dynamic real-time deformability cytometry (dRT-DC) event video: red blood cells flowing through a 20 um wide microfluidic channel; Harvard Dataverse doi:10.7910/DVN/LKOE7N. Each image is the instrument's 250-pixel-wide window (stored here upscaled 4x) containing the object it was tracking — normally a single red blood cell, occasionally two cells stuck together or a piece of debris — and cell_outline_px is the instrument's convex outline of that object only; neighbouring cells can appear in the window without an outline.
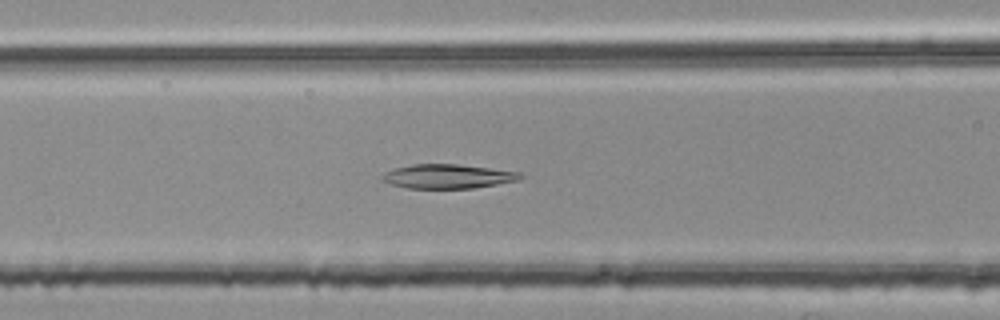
{"species": "common noctule bat (a hibernating species)", "species_latin": "Nyctalus noctula", "temperature_condition": "room temperature", "stored_images_in_passage": 42, "camera_frame_rate_fps": 3000, "um_per_image_px": 0.085, "animal": {"sex": "female", "body_mass_g": 25.1}, "frame": {"image": 1, "passage_image": 21, "time_ms": 6.667, "image_size_px": [1000, 320], "cell_outline_px": [[524, 176], [520, 180], [472, 188], [408, 188], [392, 184], [380, 180], [380, 176], [384, 172], [396, 168], [412, 164], [456, 164], [520, 172]], "centroid_in_image_um": [38.04, 14.99], "position_along_channel_um": 128.6, "area_um2": 19.36}}
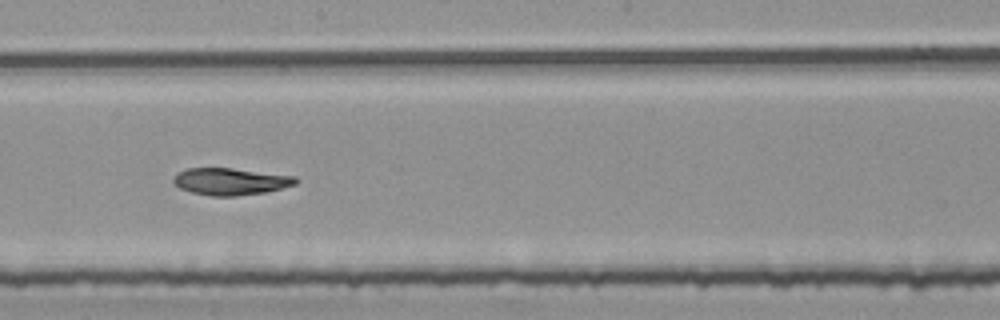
{"frame": {"image": 2, "passage_image": 29, "time_ms": 9.333, "image_size_px": [1000, 320], "cell_outline_px": [[300, 180], [296, 184], [264, 192], [236, 196], [212, 196], [192, 192], [180, 188], [172, 180], [176, 172], [188, 168], [232, 168], [296, 176]], "centroid_in_image_um": [19.59, 15.41], "position_along_channel_um": 228.6, "area_um2": 19.19}}
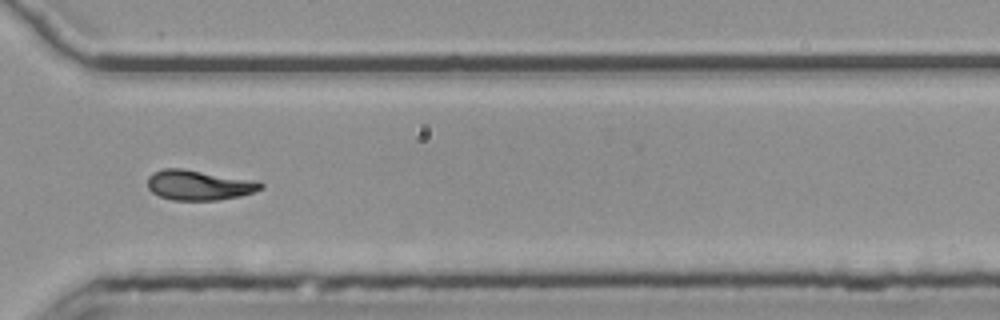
{"frame": {"image": 3, "passage_image": 39, "time_ms": 12.667, "image_size_px": [1000, 320], "cell_outline_px": [[264, 188], [240, 196], [216, 200], [172, 200], [160, 196], [152, 192], [148, 188], [148, 176], [152, 172], [164, 168], [180, 168], [260, 180], [264, 184]], "centroid_in_image_um": [16.94, 15.72], "position_along_channel_um": 353.7, "area_um2": 20.06}, "authors_computed_cell_mechanics": {"area_um2": 20.0277, "velocity_mm_per_s": 3.7645, "shape_relaxation_time_tau1_ms": null, "shape_relaxation_time_tau2_ms": 8.4252, "deformation_change_tau1": null, "deformation_change_tau2": 0.1227}}